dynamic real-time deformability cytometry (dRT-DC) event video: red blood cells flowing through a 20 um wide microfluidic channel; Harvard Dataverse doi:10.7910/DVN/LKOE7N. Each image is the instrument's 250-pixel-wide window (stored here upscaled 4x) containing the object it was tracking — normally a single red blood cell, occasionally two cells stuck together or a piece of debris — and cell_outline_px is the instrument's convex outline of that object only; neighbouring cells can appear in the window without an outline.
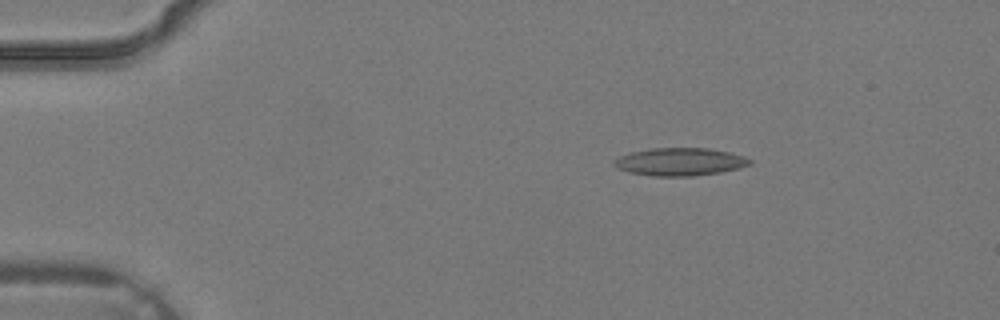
{"species": "common noctule bat (a hibernating species)", "species_latin": "Nyctalus noctula", "temperature_condition": "warm", "stored_images_in_passage": 3, "camera_frame_rate_fps": 3000, "um_per_image_px": 0.085, "animal": {"sex": "male", "body_mass_g": 19.2, "forearm_length_mm": 51.8}, "frame": {"image": 1, "passage_image": 2, "time_ms": 0.333, "image_size_px": [1000, 320], "cell_outline_px": [[752, 164], [740, 168], [720, 172], [692, 176], [652, 176], [628, 172], [616, 168], [612, 164], [620, 156], [632, 152], [652, 148], [708, 148], [728, 152], [744, 156], [752, 160]], "centroid_in_image_um": [57.81, 13.76], "position_along_channel_um": 27.2, "area_um2": 21.96}}